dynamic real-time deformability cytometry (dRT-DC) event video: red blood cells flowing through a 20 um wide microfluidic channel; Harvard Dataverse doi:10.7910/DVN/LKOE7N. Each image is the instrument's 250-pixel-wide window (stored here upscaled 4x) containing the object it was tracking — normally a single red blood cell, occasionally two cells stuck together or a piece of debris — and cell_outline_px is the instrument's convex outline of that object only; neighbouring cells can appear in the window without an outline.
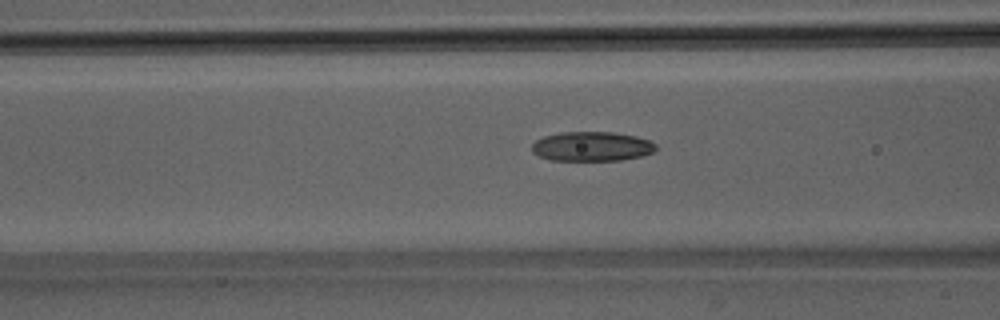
{"species": "Egyptian fruit bat (a non-hibernating species)", "species_latin": "Rousettus aegyptiacus", "temperature_condition": "room temperature", "stored_images_in_passage": 47, "camera_frame_rate_fps": 3000, "um_per_image_px": 0.085, "animal": {"sex": "male"}, "frame": {"image": 1, "passage_image": 17, "time_ms": 5.333, "image_size_px": [1000, 320], "cell_outline_px": [[656, 148], [652, 152], [640, 156], [620, 160], [552, 160], [540, 156], [532, 152], [532, 144], [536, 140], [544, 136], [560, 132], [612, 132], [636, 136], [648, 140], [656, 144]], "centroid_in_image_um": [50.28, 12.44], "position_along_channel_um": 116.3, "area_um2": 21.15}}
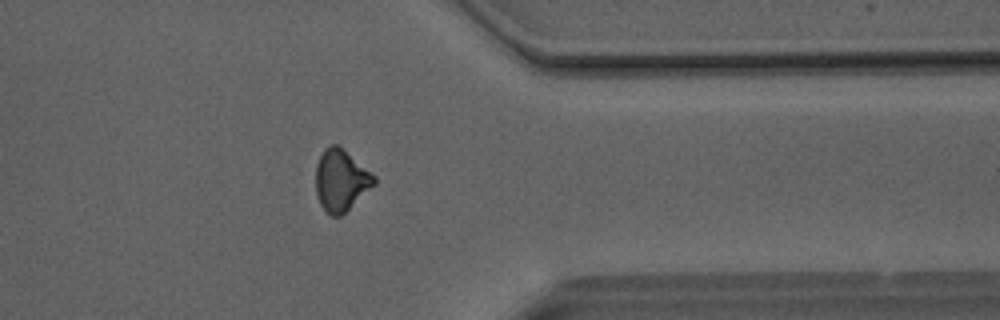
{"frame": {"image": 2, "passage_image": 37, "time_ms": 12.0, "image_size_px": [1000, 320], "cell_outline_px": [[376, 184], [340, 216], [332, 216], [320, 204], [316, 192], [316, 164], [324, 148], [328, 144], [340, 144], [376, 176]], "centroid_in_image_um": [28.99, 15.27], "position_along_channel_um": 382.4, "area_um2": 21.1}}
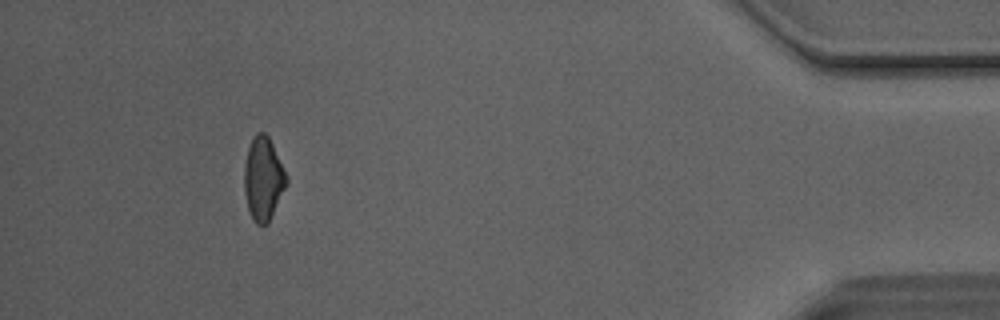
{"frame": {"image": 3, "passage_image": 43, "time_ms": 14.0, "image_size_px": [1000, 320], "cell_outline_px": [[288, 184], [268, 224], [256, 224], [252, 220], [248, 208], [244, 192], [244, 164], [248, 148], [256, 132], [264, 132], [268, 136], [272, 144], [288, 180]], "centroid_in_image_um": [22.36, 15.23], "position_along_channel_um": 412.8, "area_um2": 20.4}}